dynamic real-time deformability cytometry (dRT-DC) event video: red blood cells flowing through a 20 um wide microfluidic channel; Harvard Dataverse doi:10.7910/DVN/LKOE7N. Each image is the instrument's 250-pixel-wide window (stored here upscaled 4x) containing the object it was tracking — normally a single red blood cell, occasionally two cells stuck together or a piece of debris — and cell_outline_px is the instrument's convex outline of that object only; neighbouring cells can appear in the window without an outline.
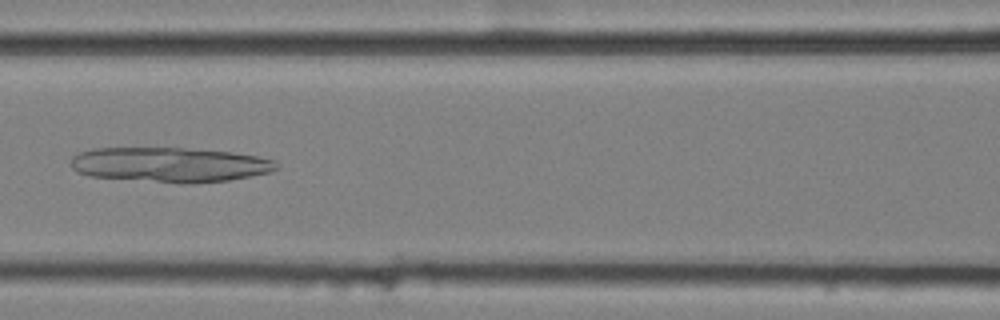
{"species": "common noctule bat (a hibernating species)", "species_latin": "Nyctalus noctula", "temperature_condition": "cold", "stored_images_in_passage": 57, "camera_frame_rate_fps": 3000, "um_per_image_px": 0.085, "animal": {"sex": "female", "body_mass_g": 25.1}, "frame": {"image": 1, "passage_image": 26, "time_ms": 8.333, "image_size_px": [1000, 320], "cell_outline_px": [[276, 168], [272, 172], [228, 180], [192, 184], [180, 184], [88, 176], [76, 172], [72, 168], [72, 156], [80, 152], [92, 148], [184, 148], [232, 152], [256, 156], [276, 160]], "centroid_in_image_um": [14.42, 14.01], "position_along_channel_um": 152.2, "area_um2": 41.96}}
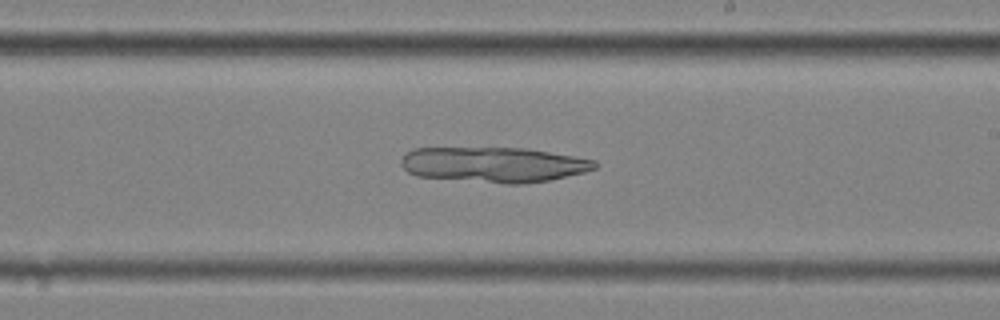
{"frame": {"image": 2, "passage_image": 34, "time_ms": 11.0, "image_size_px": [1000, 320], "cell_outline_px": [[600, 164], [596, 168], [584, 172], [548, 180], [520, 184], [504, 184], [416, 176], [408, 172], [400, 164], [400, 160], [412, 148], [524, 148], [596, 160]], "centroid_in_image_um": [41.95, 14.0], "position_along_channel_um": 247.0, "area_um2": 39.71}}
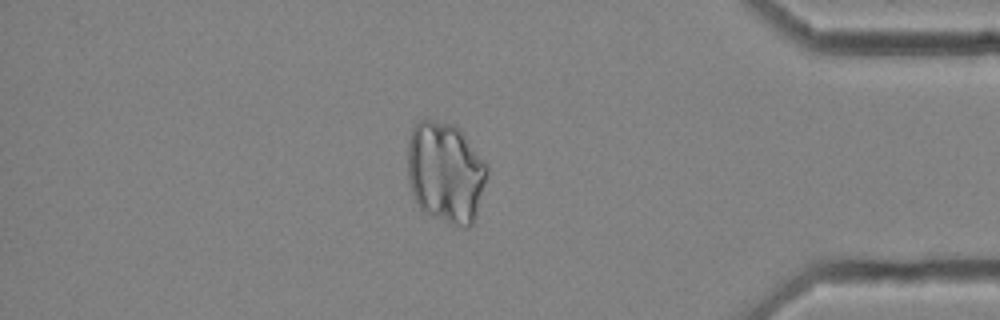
{"frame": {"image": 3, "passage_image": 49, "time_ms": 16.0, "image_size_px": [1000, 320], "cell_outline_px": [[488, 172], [476, 216], [472, 224], [468, 228], [464, 228], [452, 224], [424, 212], [420, 208], [412, 196], [408, 180], [408, 140], [412, 128], [420, 120], [432, 120], [456, 124], [460, 128], [488, 164]], "centroid_in_image_um": [37.88, 14.64], "position_along_channel_um": 397.3, "area_um2": 47.4}}